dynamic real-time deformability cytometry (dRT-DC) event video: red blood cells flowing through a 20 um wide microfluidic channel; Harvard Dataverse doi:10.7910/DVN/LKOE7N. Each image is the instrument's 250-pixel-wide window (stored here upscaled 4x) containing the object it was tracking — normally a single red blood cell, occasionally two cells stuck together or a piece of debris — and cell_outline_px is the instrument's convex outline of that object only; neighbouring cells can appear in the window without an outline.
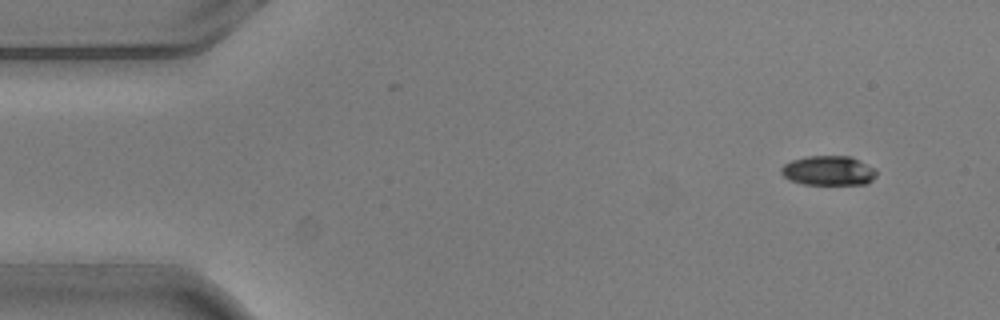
{"species": "common noctule bat (a hibernating species)", "species_latin": "Nyctalus noctula", "temperature_condition": "warm", "stored_images_in_passage": 4, "camera_frame_rate_fps": 3000, "um_per_image_px": 0.085, "animal": {"sex": "male", "body_mass_g": 20.5, "forearm_length_mm": 52.5}, "frame": {"image": 1, "passage_image": 1, "time_ms": 0.0, "image_size_px": [1000, 320], "cell_outline_px": [[876, 176], [872, 180], [864, 184], [804, 184], [788, 180], [780, 172], [780, 168], [784, 164], [792, 160], [808, 156], [852, 156], [876, 168]], "centroid_in_image_um": [70.42, 14.5], "position_along_channel_um": 14.6, "area_um2": 16.53}}